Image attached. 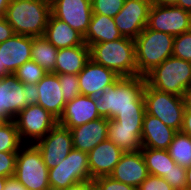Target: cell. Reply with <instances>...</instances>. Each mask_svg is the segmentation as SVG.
<instances>
[{
	"mask_svg": "<svg viewBox=\"0 0 191 190\" xmlns=\"http://www.w3.org/2000/svg\"><path fill=\"white\" fill-rule=\"evenodd\" d=\"M92 181L96 190H137V188L117 181L111 176H100Z\"/></svg>",
	"mask_w": 191,
	"mask_h": 190,
	"instance_id": "obj_36",
	"label": "cell"
},
{
	"mask_svg": "<svg viewBox=\"0 0 191 190\" xmlns=\"http://www.w3.org/2000/svg\"><path fill=\"white\" fill-rule=\"evenodd\" d=\"M147 28L173 36L181 35L191 30V13L175 5L161 6L152 3Z\"/></svg>",
	"mask_w": 191,
	"mask_h": 190,
	"instance_id": "obj_11",
	"label": "cell"
},
{
	"mask_svg": "<svg viewBox=\"0 0 191 190\" xmlns=\"http://www.w3.org/2000/svg\"><path fill=\"white\" fill-rule=\"evenodd\" d=\"M64 190H96V189H95V186L93 184V181L90 180V181L77 183L73 186H70V187L64 189Z\"/></svg>",
	"mask_w": 191,
	"mask_h": 190,
	"instance_id": "obj_43",
	"label": "cell"
},
{
	"mask_svg": "<svg viewBox=\"0 0 191 190\" xmlns=\"http://www.w3.org/2000/svg\"><path fill=\"white\" fill-rule=\"evenodd\" d=\"M168 152L176 164L185 168L191 166V136L177 132Z\"/></svg>",
	"mask_w": 191,
	"mask_h": 190,
	"instance_id": "obj_29",
	"label": "cell"
},
{
	"mask_svg": "<svg viewBox=\"0 0 191 190\" xmlns=\"http://www.w3.org/2000/svg\"><path fill=\"white\" fill-rule=\"evenodd\" d=\"M18 152H0V177H14Z\"/></svg>",
	"mask_w": 191,
	"mask_h": 190,
	"instance_id": "obj_38",
	"label": "cell"
},
{
	"mask_svg": "<svg viewBox=\"0 0 191 190\" xmlns=\"http://www.w3.org/2000/svg\"><path fill=\"white\" fill-rule=\"evenodd\" d=\"M145 76L120 77L105 91L93 97L98 114L113 119L121 111L145 110Z\"/></svg>",
	"mask_w": 191,
	"mask_h": 190,
	"instance_id": "obj_1",
	"label": "cell"
},
{
	"mask_svg": "<svg viewBox=\"0 0 191 190\" xmlns=\"http://www.w3.org/2000/svg\"><path fill=\"white\" fill-rule=\"evenodd\" d=\"M124 153L108 138L88 153V165L92 179L109 176Z\"/></svg>",
	"mask_w": 191,
	"mask_h": 190,
	"instance_id": "obj_19",
	"label": "cell"
},
{
	"mask_svg": "<svg viewBox=\"0 0 191 190\" xmlns=\"http://www.w3.org/2000/svg\"><path fill=\"white\" fill-rule=\"evenodd\" d=\"M122 37L113 18L101 14H92L84 41L90 47L96 43L111 42Z\"/></svg>",
	"mask_w": 191,
	"mask_h": 190,
	"instance_id": "obj_25",
	"label": "cell"
},
{
	"mask_svg": "<svg viewBox=\"0 0 191 190\" xmlns=\"http://www.w3.org/2000/svg\"><path fill=\"white\" fill-rule=\"evenodd\" d=\"M6 179L5 177H0V190H4Z\"/></svg>",
	"mask_w": 191,
	"mask_h": 190,
	"instance_id": "obj_49",
	"label": "cell"
},
{
	"mask_svg": "<svg viewBox=\"0 0 191 190\" xmlns=\"http://www.w3.org/2000/svg\"><path fill=\"white\" fill-rule=\"evenodd\" d=\"M4 190H28L22 183H20L15 177L6 179Z\"/></svg>",
	"mask_w": 191,
	"mask_h": 190,
	"instance_id": "obj_41",
	"label": "cell"
},
{
	"mask_svg": "<svg viewBox=\"0 0 191 190\" xmlns=\"http://www.w3.org/2000/svg\"><path fill=\"white\" fill-rule=\"evenodd\" d=\"M90 59L113 70L119 77L137 76L135 42L131 38L91 45Z\"/></svg>",
	"mask_w": 191,
	"mask_h": 190,
	"instance_id": "obj_3",
	"label": "cell"
},
{
	"mask_svg": "<svg viewBox=\"0 0 191 190\" xmlns=\"http://www.w3.org/2000/svg\"><path fill=\"white\" fill-rule=\"evenodd\" d=\"M58 79L62 87V94L65 103L70 102L76 96L81 95L79 89L78 75L75 74H59Z\"/></svg>",
	"mask_w": 191,
	"mask_h": 190,
	"instance_id": "obj_32",
	"label": "cell"
},
{
	"mask_svg": "<svg viewBox=\"0 0 191 190\" xmlns=\"http://www.w3.org/2000/svg\"><path fill=\"white\" fill-rule=\"evenodd\" d=\"M119 78L113 70L89 59L83 70L78 74L81 95L97 96L114 84Z\"/></svg>",
	"mask_w": 191,
	"mask_h": 190,
	"instance_id": "obj_16",
	"label": "cell"
},
{
	"mask_svg": "<svg viewBox=\"0 0 191 190\" xmlns=\"http://www.w3.org/2000/svg\"><path fill=\"white\" fill-rule=\"evenodd\" d=\"M172 56L191 62V30L175 36Z\"/></svg>",
	"mask_w": 191,
	"mask_h": 190,
	"instance_id": "obj_33",
	"label": "cell"
},
{
	"mask_svg": "<svg viewBox=\"0 0 191 190\" xmlns=\"http://www.w3.org/2000/svg\"><path fill=\"white\" fill-rule=\"evenodd\" d=\"M175 6L191 13V0H178Z\"/></svg>",
	"mask_w": 191,
	"mask_h": 190,
	"instance_id": "obj_45",
	"label": "cell"
},
{
	"mask_svg": "<svg viewBox=\"0 0 191 190\" xmlns=\"http://www.w3.org/2000/svg\"><path fill=\"white\" fill-rule=\"evenodd\" d=\"M109 176L137 188L149 176L141 150L124 152Z\"/></svg>",
	"mask_w": 191,
	"mask_h": 190,
	"instance_id": "obj_18",
	"label": "cell"
},
{
	"mask_svg": "<svg viewBox=\"0 0 191 190\" xmlns=\"http://www.w3.org/2000/svg\"><path fill=\"white\" fill-rule=\"evenodd\" d=\"M44 37L57 49L85 44L84 36L66 22L50 14Z\"/></svg>",
	"mask_w": 191,
	"mask_h": 190,
	"instance_id": "obj_23",
	"label": "cell"
},
{
	"mask_svg": "<svg viewBox=\"0 0 191 190\" xmlns=\"http://www.w3.org/2000/svg\"><path fill=\"white\" fill-rule=\"evenodd\" d=\"M125 0H91L93 14L113 18L123 7Z\"/></svg>",
	"mask_w": 191,
	"mask_h": 190,
	"instance_id": "obj_35",
	"label": "cell"
},
{
	"mask_svg": "<svg viewBox=\"0 0 191 190\" xmlns=\"http://www.w3.org/2000/svg\"><path fill=\"white\" fill-rule=\"evenodd\" d=\"M146 83L156 90L183 96L191 87V62L168 57L145 75Z\"/></svg>",
	"mask_w": 191,
	"mask_h": 190,
	"instance_id": "obj_5",
	"label": "cell"
},
{
	"mask_svg": "<svg viewBox=\"0 0 191 190\" xmlns=\"http://www.w3.org/2000/svg\"><path fill=\"white\" fill-rule=\"evenodd\" d=\"M143 97L146 113L157 117L177 132L181 131L185 112L182 96L156 90L146 83Z\"/></svg>",
	"mask_w": 191,
	"mask_h": 190,
	"instance_id": "obj_7",
	"label": "cell"
},
{
	"mask_svg": "<svg viewBox=\"0 0 191 190\" xmlns=\"http://www.w3.org/2000/svg\"><path fill=\"white\" fill-rule=\"evenodd\" d=\"M90 180L93 179L88 165V153L74 148L64 160L48 172L49 185L53 190H64Z\"/></svg>",
	"mask_w": 191,
	"mask_h": 190,
	"instance_id": "obj_8",
	"label": "cell"
},
{
	"mask_svg": "<svg viewBox=\"0 0 191 190\" xmlns=\"http://www.w3.org/2000/svg\"><path fill=\"white\" fill-rule=\"evenodd\" d=\"M98 118L101 116L98 114L93 97L79 95L65 104L58 124L71 129Z\"/></svg>",
	"mask_w": 191,
	"mask_h": 190,
	"instance_id": "obj_20",
	"label": "cell"
},
{
	"mask_svg": "<svg viewBox=\"0 0 191 190\" xmlns=\"http://www.w3.org/2000/svg\"><path fill=\"white\" fill-rule=\"evenodd\" d=\"M51 14L85 36L93 14L91 0H50Z\"/></svg>",
	"mask_w": 191,
	"mask_h": 190,
	"instance_id": "obj_15",
	"label": "cell"
},
{
	"mask_svg": "<svg viewBox=\"0 0 191 190\" xmlns=\"http://www.w3.org/2000/svg\"><path fill=\"white\" fill-rule=\"evenodd\" d=\"M57 52L58 49L55 48L44 36L33 37L31 59L47 73L55 71Z\"/></svg>",
	"mask_w": 191,
	"mask_h": 190,
	"instance_id": "obj_28",
	"label": "cell"
},
{
	"mask_svg": "<svg viewBox=\"0 0 191 190\" xmlns=\"http://www.w3.org/2000/svg\"><path fill=\"white\" fill-rule=\"evenodd\" d=\"M181 132L191 136V111L185 110Z\"/></svg>",
	"mask_w": 191,
	"mask_h": 190,
	"instance_id": "obj_42",
	"label": "cell"
},
{
	"mask_svg": "<svg viewBox=\"0 0 191 190\" xmlns=\"http://www.w3.org/2000/svg\"><path fill=\"white\" fill-rule=\"evenodd\" d=\"M142 128L118 127V122L109 119L108 139L124 152H135L142 148Z\"/></svg>",
	"mask_w": 191,
	"mask_h": 190,
	"instance_id": "obj_26",
	"label": "cell"
},
{
	"mask_svg": "<svg viewBox=\"0 0 191 190\" xmlns=\"http://www.w3.org/2000/svg\"><path fill=\"white\" fill-rule=\"evenodd\" d=\"M35 103L34 89L23 84L14 74L0 78V118L14 120L25 107Z\"/></svg>",
	"mask_w": 191,
	"mask_h": 190,
	"instance_id": "obj_10",
	"label": "cell"
},
{
	"mask_svg": "<svg viewBox=\"0 0 191 190\" xmlns=\"http://www.w3.org/2000/svg\"><path fill=\"white\" fill-rule=\"evenodd\" d=\"M177 1L178 0H152V3L161 6H170V5H176Z\"/></svg>",
	"mask_w": 191,
	"mask_h": 190,
	"instance_id": "obj_46",
	"label": "cell"
},
{
	"mask_svg": "<svg viewBox=\"0 0 191 190\" xmlns=\"http://www.w3.org/2000/svg\"><path fill=\"white\" fill-rule=\"evenodd\" d=\"M48 172L37 146L24 143L17 153L14 177L28 190H49Z\"/></svg>",
	"mask_w": 191,
	"mask_h": 190,
	"instance_id": "obj_6",
	"label": "cell"
},
{
	"mask_svg": "<svg viewBox=\"0 0 191 190\" xmlns=\"http://www.w3.org/2000/svg\"><path fill=\"white\" fill-rule=\"evenodd\" d=\"M33 89L35 103L59 119L66 103L62 94L58 74L53 72L47 73Z\"/></svg>",
	"mask_w": 191,
	"mask_h": 190,
	"instance_id": "obj_17",
	"label": "cell"
},
{
	"mask_svg": "<svg viewBox=\"0 0 191 190\" xmlns=\"http://www.w3.org/2000/svg\"><path fill=\"white\" fill-rule=\"evenodd\" d=\"M174 190L186 189V168L176 165L163 177Z\"/></svg>",
	"mask_w": 191,
	"mask_h": 190,
	"instance_id": "obj_37",
	"label": "cell"
},
{
	"mask_svg": "<svg viewBox=\"0 0 191 190\" xmlns=\"http://www.w3.org/2000/svg\"><path fill=\"white\" fill-rule=\"evenodd\" d=\"M5 124H6V121L0 118V128H2Z\"/></svg>",
	"mask_w": 191,
	"mask_h": 190,
	"instance_id": "obj_50",
	"label": "cell"
},
{
	"mask_svg": "<svg viewBox=\"0 0 191 190\" xmlns=\"http://www.w3.org/2000/svg\"><path fill=\"white\" fill-rule=\"evenodd\" d=\"M175 36L145 28L135 39L137 76H145L172 56Z\"/></svg>",
	"mask_w": 191,
	"mask_h": 190,
	"instance_id": "obj_4",
	"label": "cell"
},
{
	"mask_svg": "<svg viewBox=\"0 0 191 190\" xmlns=\"http://www.w3.org/2000/svg\"><path fill=\"white\" fill-rule=\"evenodd\" d=\"M11 0H0V16H4Z\"/></svg>",
	"mask_w": 191,
	"mask_h": 190,
	"instance_id": "obj_47",
	"label": "cell"
},
{
	"mask_svg": "<svg viewBox=\"0 0 191 190\" xmlns=\"http://www.w3.org/2000/svg\"><path fill=\"white\" fill-rule=\"evenodd\" d=\"M23 143L34 144L58 123V119L34 103L22 109L13 120Z\"/></svg>",
	"mask_w": 191,
	"mask_h": 190,
	"instance_id": "obj_9",
	"label": "cell"
},
{
	"mask_svg": "<svg viewBox=\"0 0 191 190\" xmlns=\"http://www.w3.org/2000/svg\"><path fill=\"white\" fill-rule=\"evenodd\" d=\"M137 190H174L163 178L149 174V176L137 187Z\"/></svg>",
	"mask_w": 191,
	"mask_h": 190,
	"instance_id": "obj_39",
	"label": "cell"
},
{
	"mask_svg": "<svg viewBox=\"0 0 191 190\" xmlns=\"http://www.w3.org/2000/svg\"><path fill=\"white\" fill-rule=\"evenodd\" d=\"M109 119L101 117L71 128L73 148L89 153L95 146L108 138Z\"/></svg>",
	"mask_w": 191,
	"mask_h": 190,
	"instance_id": "obj_21",
	"label": "cell"
},
{
	"mask_svg": "<svg viewBox=\"0 0 191 190\" xmlns=\"http://www.w3.org/2000/svg\"><path fill=\"white\" fill-rule=\"evenodd\" d=\"M145 110L121 111L113 119L118 122V127L142 128Z\"/></svg>",
	"mask_w": 191,
	"mask_h": 190,
	"instance_id": "obj_34",
	"label": "cell"
},
{
	"mask_svg": "<svg viewBox=\"0 0 191 190\" xmlns=\"http://www.w3.org/2000/svg\"><path fill=\"white\" fill-rule=\"evenodd\" d=\"M15 35L13 27L7 22L4 16H0V43Z\"/></svg>",
	"mask_w": 191,
	"mask_h": 190,
	"instance_id": "obj_40",
	"label": "cell"
},
{
	"mask_svg": "<svg viewBox=\"0 0 191 190\" xmlns=\"http://www.w3.org/2000/svg\"><path fill=\"white\" fill-rule=\"evenodd\" d=\"M34 144L41 152L43 162L51 169L73 149L72 133L70 129L57 123L46 136Z\"/></svg>",
	"mask_w": 191,
	"mask_h": 190,
	"instance_id": "obj_12",
	"label": "cell"
},
{
	"mask_svg": "<svg viewBox=\"0 0 191 190\" xmlns=\"http://www.w3.org/2000/svg\"><path fill=\"white\" fill-rule=\"evenodd\" d=\"M176 130L168 127L155 116L145 112L142 125V148L168 150Z\"/></svg>",
	"mask_w": 191,
	"mask_h": 190,
	"instance_id": "obj_22",
	"label": "cell"
},
{
	"mask_svg": "<svg viewBox=\"0 0 191 190\" xmlns=\"http://www.w3.org/2000/svg\"><path fill=\"white\" fill-rule=\"evenodd\" d=\"M89 59L90 47L86 44L58 49L53 73L78 75Z\"/></svg>",
	"mask_w": 191,
	"mask_h": 190,
	"instance_id": "obj_24",
	"label": "cell"
},
{
	"mask_svg": "<svg viewBox=\"0 0 191 190\" xmlns=\"http://www.w3.org/2000/svg\"><path fill=\"white\" fill-rule=\"evenodd\" d=\"M152 0H125L113 20L123 37L135 39L146 27Z\"/></svg>",
	"mask_w": 191,
	"mask_h": 190,
	"instance_id": "obj_13",
	"label": "cell"
},
{
	"mask_svg": "<svg viewBox=\"0 0 191 190\" xmlns=\"http://www.w3.org/2000/svg\"><path fill=\"white\" fill-rule=\"evenodd\" d=\"M148 172L151 175L164 177L177 164L169 155L168 150L141 148Z\"/></svg>",
	"mask_w": 191,
	"mask_h": 190,
	"instance_id": "obj_27",
	"label": "cell"
},
{
	"mask_svg": "<svg viewBox=\"0 0 191 190\" xmlns=\"http://www.w3.org/2000/svg\"><path fill=\"white\" fill-rule=\"evenodd\" d=\"M33 37L15 34L0 43V78L13 74L26 61L31 60Z\"/></svg>",
	"mask_w": 191,
	"mask_h": 190,
	"instance_id": "obj_14",
	"label": "cell"
},
{
	"mask_svg": "<svg viewBox=\"0 0 191 190\" xmlns=\"http://www.w3.org/2000/svg\"><path fill=\"white\" fill-rule=\"evenodd\" d=\"M13 74L23 84L34 88V86L41 81L47 72L31 59L26 61Z\"/></svg>",
	"mask_w": 191,
	"mask_h": 190,
	"instance_id": "obj_31",
	"label": "cell"
},
{
	"mask_svg": "<svg viewBox=\"0 0 191 190\" xmlns=\"http://www.w3.org/2000/svg\"><path fill=\"white\" fill-rule=\"evenodd\" d=\"M50 0H11L4 15L15 34L44 36L49 16Z\"/></svg>",
	"mask_w": 191,
	"mask_h": 190,
	"instance_id": "obj_2",
	"label": "cell"
},
{
	"mask_svg": "<svg viewBox=\"0 0 191 190\" xmlns=\"http://www.w3.org/2000/svg\"><path fill=\"white\" fill-rule=\"evenodd\" d=\"M191 190V166L186 168V189Z\"/></svg>",
	"mask_w": 191,
	"mask_h": 190,
	"instance_id": "obj_48",
	"label": "cell"
},
{
	"mask_svg": "<svg viewBox=\"0 0 191 190\" xmlns=\"http://www.w3.org/2000/svg\"><path fill=\"white\" fill-rule=\"evenodd\" d=\"M23 144L13 120L0 128V152H18Z\"/></svg>",
	"mask_w": 191,
	"mask_h": 190,
	"instance_id": "obj_30",
	"label": "cell"
},
{
	"mask_svg": "<svg viewBox=\"0 0 191 190\" xmlns=\"http://www.w3.org/2000/svg\"><path fill=\"white\" fill-rule=\"evenodd\" d=\"M182 97L184 101L185 110L191 111V87L184 92Z\"/></svg>",
	"mask_w": 191,
	"mask_h": 190,
	"instance_id": "obj_44",
	"label": "cell"
}]
</instances>
